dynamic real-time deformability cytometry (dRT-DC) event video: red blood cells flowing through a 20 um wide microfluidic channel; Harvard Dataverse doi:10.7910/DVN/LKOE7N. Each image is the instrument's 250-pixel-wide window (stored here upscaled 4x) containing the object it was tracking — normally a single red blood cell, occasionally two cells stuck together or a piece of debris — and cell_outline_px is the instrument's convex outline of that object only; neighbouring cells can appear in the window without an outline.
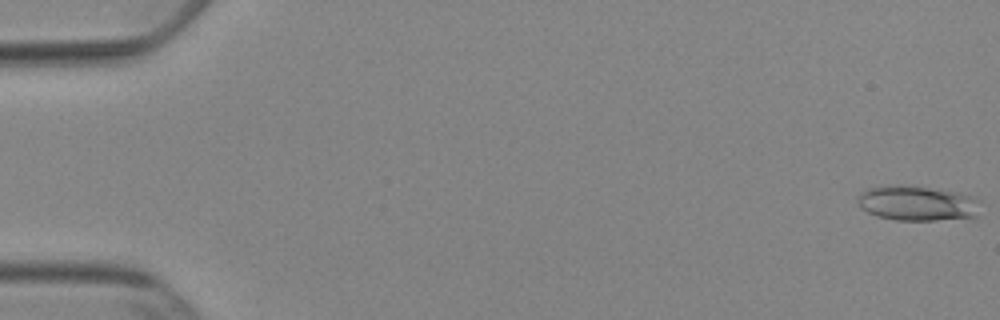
{"species": "Egyptian fruit bat (a non-hibernating species)", "species_latin": "Rousettus aegyptiacus", "temperature_condition": "cold", "stored_images_in_passage": 53, "camera_frame_rate_fps": 3000, "um_per_image_px": 0.085, "animal": {"sex": "female"}, "frame": {"image": 1, "passage_image": 1, "time_ms": 0.0, "image_size_px": [1000, 320], "cell_outline_px": [[980, 200], [976, 216], [936, 220], [896, 220], [876, 216], [860, 208], [856, 196], [860, 192], [868, 188], [900, 184], [956, 192]], "centroid_in_image_um": [77.89, 17.27], "position_along_channel_um": 7.1, "area_um2": 24.8}}
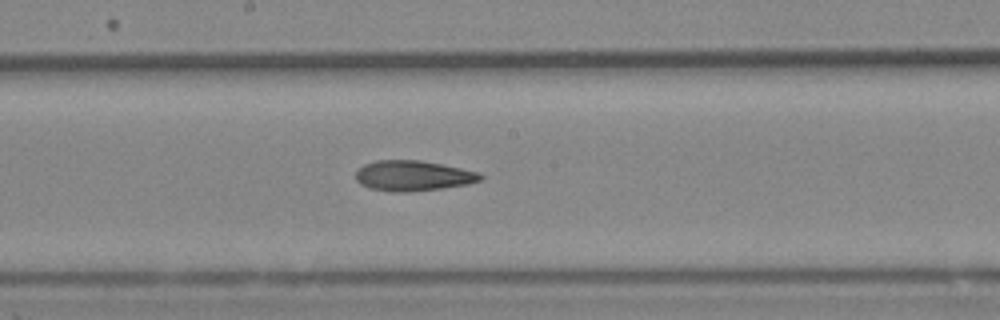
{"frame": {"image": 2, "passage_image": 29, "time_ms": 9.333, "image_size_px": [1000, 320], "cell_outline_px": [[484, 176], [480, 180], [468, 184], [440, 188], [408, 192], [392, 192], [368, 188], [360, 184], [356, 180], [356, 172], [364, 164], [376, 160], [420, 160], [460, 168], [476, 172]], "centroid_in_image_um": [35.06, 14.94], "position_along_channel_um": 213.1, "area_um2": 21.91}}
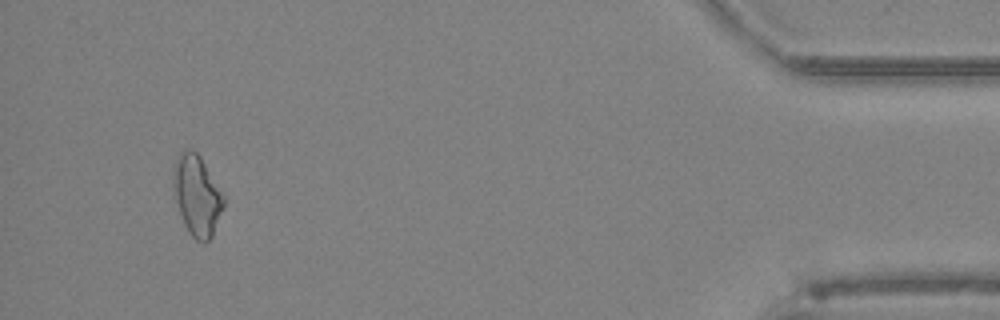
{"frame": {"image": 3, "passage_image": 50, "time_ms": 16.333, "image_size_px": [1000, 320], "cell_outline_px": [[224, 208], [212, 236], [204, 244], [196, 240], [188, 232], [184, 224], [172, 196], [172, 168], [176, 156], [184, 148], [192, 148], [200, 156], [224, 196]], "centroid_in_image_um": [16.69, 16.59], "position_along_channel_um": 418.5, "area_um2": 24.22}, "authors_computed_cell_mechanics": {"area_um2": 22.1952, "velocity_mm_per_s": 3.8916, "shape_relaxation_time_tau1_ms": null, "shape_relaxation_time_tau2_ms": 6.8495, "deformation_change_tau1": null, "deformation_change_tau2": 0.1768}}